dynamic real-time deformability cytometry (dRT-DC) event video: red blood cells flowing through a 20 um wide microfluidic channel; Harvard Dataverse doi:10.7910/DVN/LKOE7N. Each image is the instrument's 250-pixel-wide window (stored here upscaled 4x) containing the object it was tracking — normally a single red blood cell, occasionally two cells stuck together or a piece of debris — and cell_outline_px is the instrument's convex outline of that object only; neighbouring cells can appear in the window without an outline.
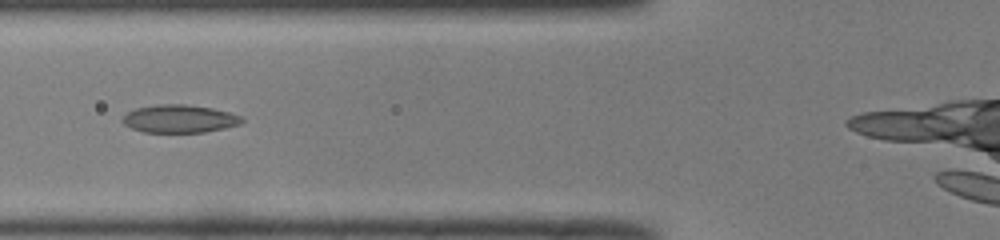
{"species": "common noctule bat (a hibernating species)", "species_latin": "Nyctalus noctula", "temperature_condition": "room temperature", "stored_images_in_passage": 33, "camera_frame_rate_fps": 3000, "um_per_image_px": 0.085, "animal": {"sex": "male", "body_mass_g": 19.0, "forearm_length_mm": 50.8}, "frame": {"image": 1, "passage_image": 9, "time_ms": 2.667, "image_size_px": [1000, 240], "cell_outline_px": [[244, 120], [240, 124], [224, 128], [204, 132], [144, 132], [132, 128], [124, 124], [120, 120], [128, 112], [136, 108], [160, 104], [184, 104], [212, 108], [244, 116]], "centroid_in_image_um": [15.27, 10.09], "position_along_channel_um": 110.5, "area_um2": 19.36}}
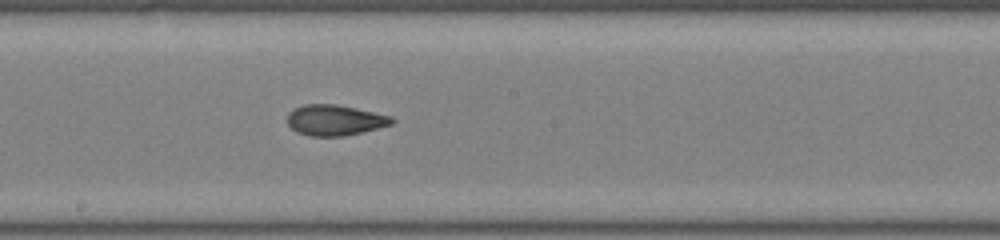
{"frame": {"image": 2, "passage_image": 17, "time_ms": 5.333, "image_size_px": [1000, 240], "cell_outline_px": [[396, 120], [392, 124], [344, 136], [312, 136], [296, 132], [288, 124], [288, 112], [292, 108], [304, 104], [336, 104], [356, 108], [392, 116]], "centroid_in_image_um": [28.44, 10.2], "position_along_channel_um": 219.8, "area_um2": 18.67}}
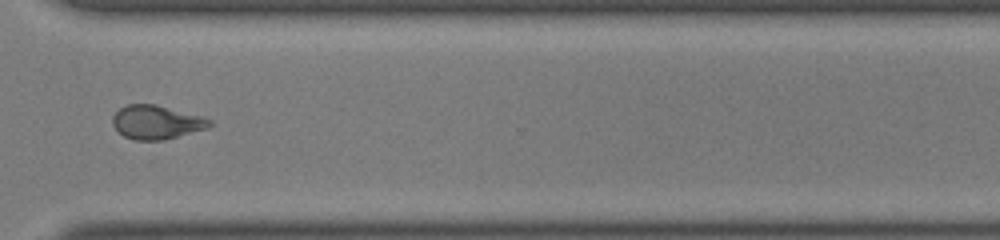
{"frame": {"image": 3, "passage_image": 27, "time_ms": 8.667, "image_size_px": [1000, 240], "cell_outline_px": [[212, 124], [208, 128], [164, 140], [136, 140], [124, 136], [112, 124], [112, 116], [120, 108], [128, 104], [156, 104], [204, 116], [212, 120]], "centroid_in_image_um": [13.33, 10.38], "position_along_channel_um": 357.3, "area_um2": 19.19}}